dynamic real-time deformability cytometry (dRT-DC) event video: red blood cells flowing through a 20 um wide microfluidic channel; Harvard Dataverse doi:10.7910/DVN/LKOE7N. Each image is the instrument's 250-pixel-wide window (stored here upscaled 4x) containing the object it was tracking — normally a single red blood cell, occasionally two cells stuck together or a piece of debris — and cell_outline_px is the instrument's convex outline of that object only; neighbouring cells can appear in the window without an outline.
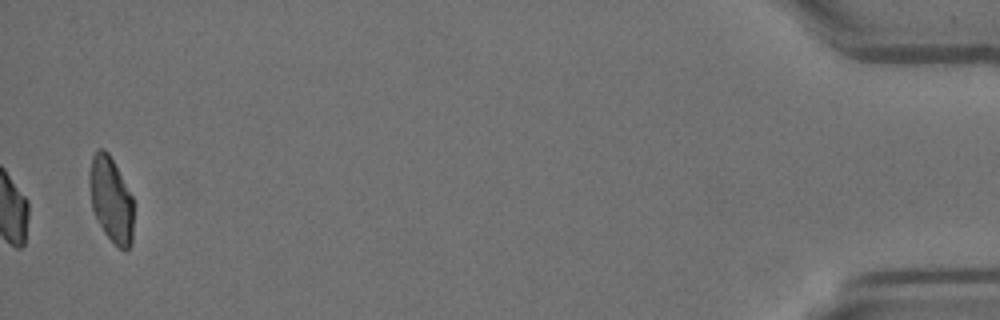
{"species": "Egyptian fruit bat (a non-hibernating species)", "species_latin": "Rousettus aegyptiacus", "temperature_condition": "room temperature", "stored_images_in_passage": 40, "camera_frame_rate_fps": 3000, "um_per_image_px": 0.085, "animal": {"sex": "female"}, "frame": {"image": 1, "passage_image": 40, "time_ms": 13.0, "image_size_px": [1000, 320], "cell_outline_px": [[132, 244], [124, 252], [104, 232], [92, 208], [88, 184], [88, 172], [92, 156], [96, 148], [104, 148], [108, 152], [132, 196]], "centroid_in_image_um": [9.4, 16.91], "position_along_channel_um": 425.8, "area_um2": 21.85}}